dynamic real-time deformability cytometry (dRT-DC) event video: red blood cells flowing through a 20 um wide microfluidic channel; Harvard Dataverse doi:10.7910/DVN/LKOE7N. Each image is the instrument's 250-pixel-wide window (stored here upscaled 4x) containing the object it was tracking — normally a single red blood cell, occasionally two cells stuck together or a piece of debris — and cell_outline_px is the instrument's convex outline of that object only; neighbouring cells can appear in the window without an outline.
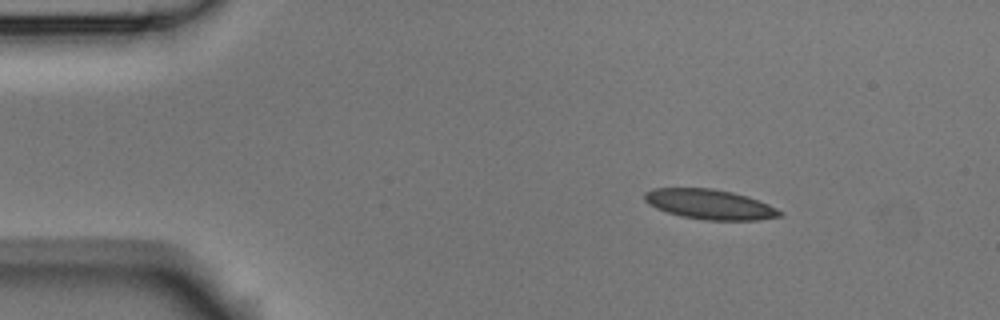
{"species": "Egyptian fruit bat (a non-hibernating species)", "species_latin": "Rousettus aegyptiacus", "temperature_condition": "room temperature", "stored_images_in_passage": 4, "camera_frame_rate_fps": 3000, "um_per_image_px": 0.085, "animal": {"sex": "male"}, "frame": {"image": 1, "passage_image": 2, "time_ms": 0.333, "image_size_px": [1000, 320], "cell_outline_px": [[784, 212], [780, 216], [756, 220], [704, 220], [680, 216], [656, 208], [648, 204], [644, 200], [644, 192], [656, 188], [712, 188], [732, 192], [748, 196], [768, 204]], "centroid_in_image_um": [60.32, 17.36], "position_along_channel_um": 24.7, "area_um2": 23.58}}